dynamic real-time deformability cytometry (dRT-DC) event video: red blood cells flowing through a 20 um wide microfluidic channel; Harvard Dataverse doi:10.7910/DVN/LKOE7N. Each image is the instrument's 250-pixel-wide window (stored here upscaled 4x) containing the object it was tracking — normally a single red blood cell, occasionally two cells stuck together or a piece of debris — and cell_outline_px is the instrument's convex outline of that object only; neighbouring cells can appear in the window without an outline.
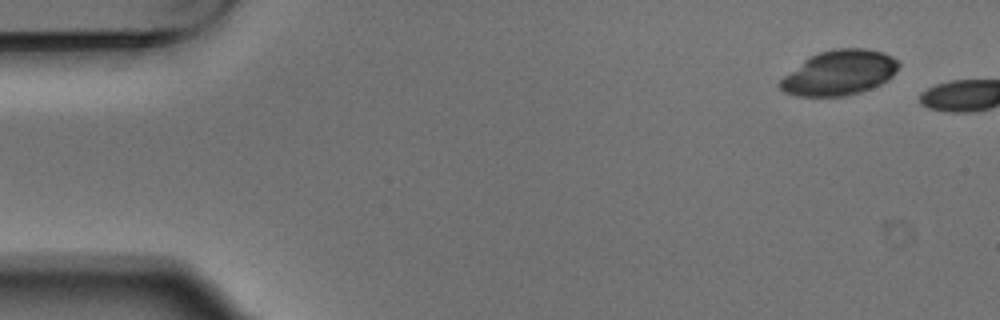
{"species": "Egyptian fruit bat (a non-hibernating species)", "species_latin": "Rousettus aegyptiacus", "temperature_condition": "warm", "stored_images_in_passage": 2, "camera_frame_rate_fps": 3000, "um_per_image_px": 0.085, "animal": {"sex": "male"}, "frame": {"image": 1, "passage_image": 1, "time_ms": 0.0, "image_size_px": [1000, 320], "cell_outline_px": [[900, 64], [896, 72], [888, 80], [872, 88], [860, 92], [844, 96], [796, 96], [784, 92], [780, 88], [780, 80], [784, 76], [804, 60], [820, 52], [832, 48], [864, 48], [884, 52], [892, 56]], "centroid_in_image_um": [71.37, 6.18], "position_along_channel_um": 13.6, "area_um2": 30.98}}